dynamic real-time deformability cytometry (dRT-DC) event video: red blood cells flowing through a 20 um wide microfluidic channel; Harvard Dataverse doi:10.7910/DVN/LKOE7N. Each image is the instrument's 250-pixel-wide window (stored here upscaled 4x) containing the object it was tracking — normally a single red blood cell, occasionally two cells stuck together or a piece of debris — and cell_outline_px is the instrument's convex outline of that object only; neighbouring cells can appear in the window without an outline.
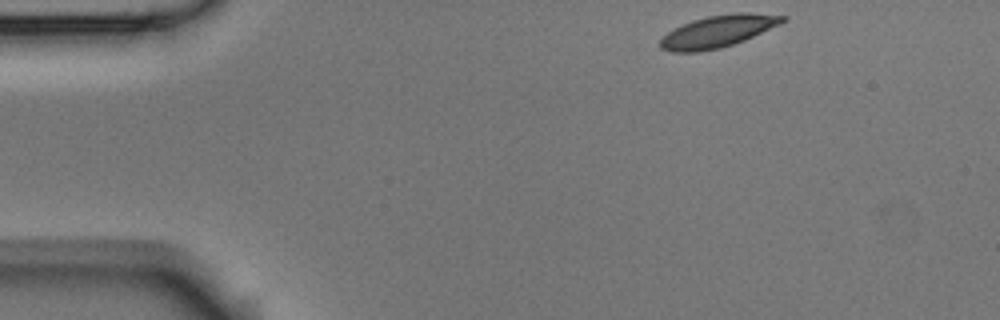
{"species": "Egyptian fruit bat (a non-hibernating species)", "species_latin": "Rousettus aegyptiacus", "temperature_condition": "room temperature", "stored_images_in_passage": 3, "camera_frame_rate_fps": 3000, "um_per_image_px": 0.085, "animal": {"sex": "male"}, "frame": {"image": 1, "passage_image": 1, "time_ms": 0.0, "image_size_px": [1000, 320], "cell_outline_px": [[788, 20], [780, 24], [744, 40], [720, 48], [700, 52], [672, 52], [660, 48], [660, 40], [668, 32], [692, 20], [708, 16], [732, 12], [752, 12], [788, 16]], "centroid_in_image_um": [61.07, 2.65], "position_along_channel_um": 23.9, "area_um2": 22.83}}